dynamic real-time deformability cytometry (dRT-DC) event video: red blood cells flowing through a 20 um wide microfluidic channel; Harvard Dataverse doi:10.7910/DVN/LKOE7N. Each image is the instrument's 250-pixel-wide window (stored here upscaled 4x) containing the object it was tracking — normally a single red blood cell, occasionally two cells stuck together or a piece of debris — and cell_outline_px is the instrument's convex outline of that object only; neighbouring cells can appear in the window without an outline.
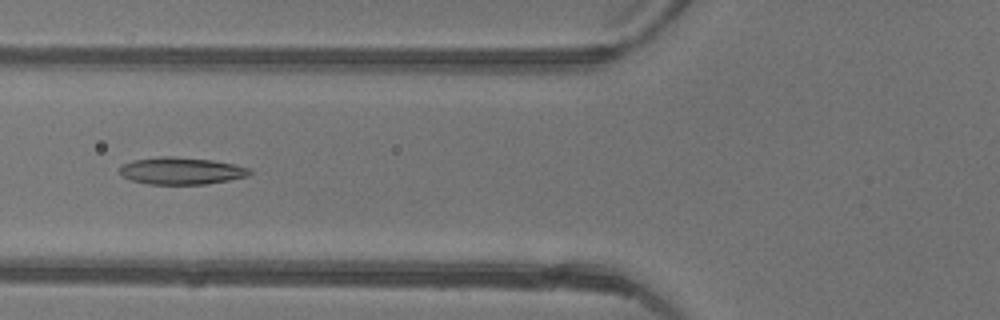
{"species": "common noctule bat (a hibernating species)", "species_latin": "Nyctalus noctula", "temperature_condition": "warm", "stored_images_in_passage": 35, "camera_frame_rate_fps": 3000, "um_per_image_px": 0.085, "animal": {"sex": "female"}, "frame": {"image": 1, "passage_image": 7, "time_ms": 2.0, "image_size_px": [1000, 320], "cell_outline_px": [[252, 172], [248, 176], [228, 180], [204, 184], [148, 184], [128, 180], [120, 176], [120, 168], [124, 164], [132, 160], [160, 156], [172, 156], [212, 160], [252, 168]], "centroid_in_image_um": [15.38, 14.52], "position_along_channel_um": 110.4, "area_um2": 20.63}}
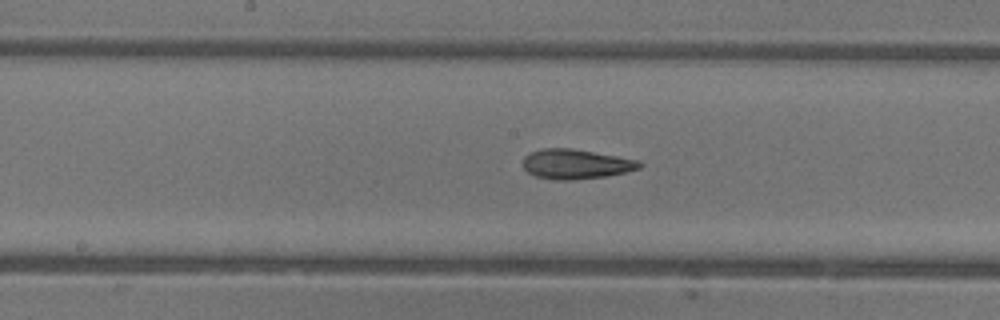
{"frame": {"image": 2, "passage_image": 13, "time_ms": 4.0, "image_size_px": [1000, 320], "cell_outline_px": [[644, 164], [640, 168], [608, 176], [572, 180], [556, 180], [536, 176], [528, 172], [524, 168], [524, 156], [532, 152], [544, 148], [572, 148], [616, 156], [636, 160]], "centroid_in_image_um": [48.95, 13.95], "position_along_channel_um": 199.3, "area_um2": 20.0}}
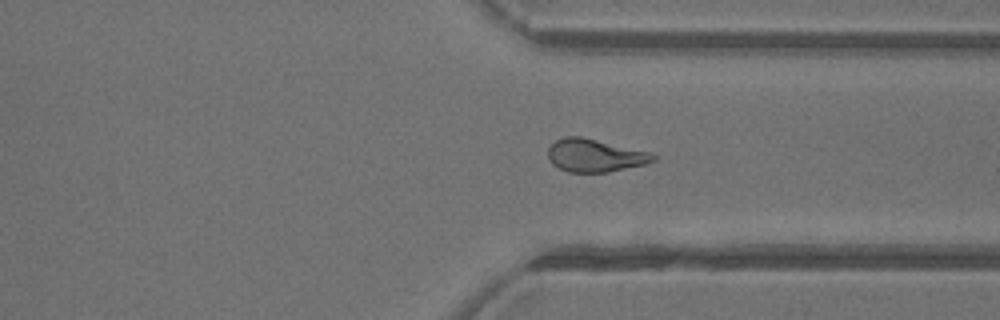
{"frame": {"image": 3, "passage_image": 24, "time_ms": 7.667, "image_size_px": [1000, 320], "cell_outline_px": [[656, 160], [644, 164], [608, 172], [568, 172], [552, 164], [548, 156], [548, 148], [556, 140], [564, 136], [580, 136], [652, 152], [656, 156]], "centroid_in_image_um": [50.57, 13.21], "position_along_channel_um": 360.8, "area_um2": 20.11}, "authors_computed_cell_mechanics": {"area_um2": 20.2878, "velocity_mm_per_s": 4.4182, "shape_relaxation_time_tau1_ms": 7.354, "shape_relaxation_time_tau2_ms": 2.5103, "deformation_change_tau1": 0.2167, "deformation_change_tau2": 0.1123}}